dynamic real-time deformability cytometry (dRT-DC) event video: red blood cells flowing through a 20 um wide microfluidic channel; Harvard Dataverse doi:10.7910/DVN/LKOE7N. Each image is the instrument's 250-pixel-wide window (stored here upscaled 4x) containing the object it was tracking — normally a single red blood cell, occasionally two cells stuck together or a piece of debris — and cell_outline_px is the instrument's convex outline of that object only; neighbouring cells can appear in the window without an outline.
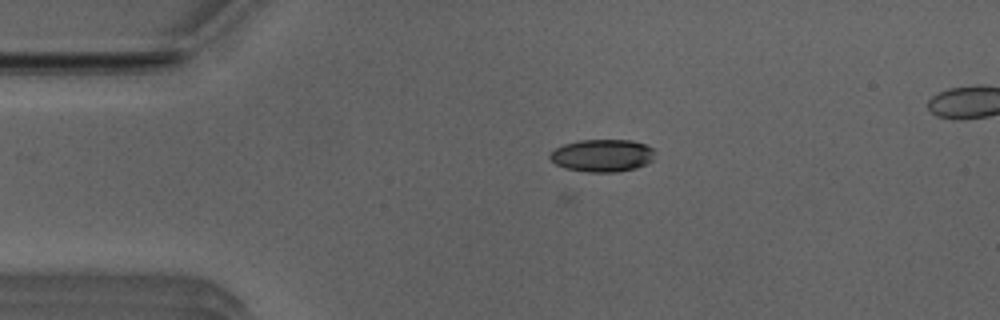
{"species": "Egyptian fruit bat (a non-hibernating species)", "species_latin": "Rousettus aegyptiacus", "temperature_condition": "room temperature", "stored_images_in_passage": 42, "camera_frame_rate_fps": 3000, "um_per_image_px": 0.085, "animal": {"sex": "male"}, "frame": {"image": 1, "passage_image": 2, "time_ms": 0.333, "image_size_px": [1000, 320], "cell_outline_px": [[656, 152], [652, 160], [636, 168], [616, 172], [588, 172], [564, 168], [556, 164], [548, 156], [556, 148], [564, 144], [580, 140], [632, 140], [644, 144], [652, 148]], "centroid_in_image_um": [51.2, 13.22], "position_along_channel_um": 33.8, "area_um2": 19.83}}
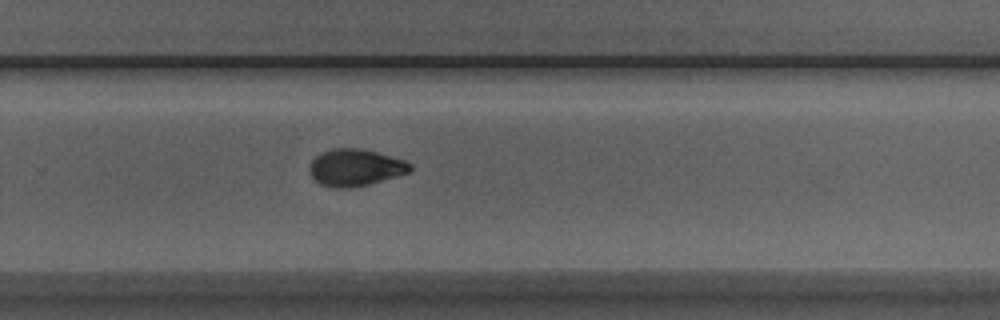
{"frame": {"image": 2, "passage_image": 25, "time_ms": 8.0, "image_size_px": [1000, 320], "cell_outline_px": [[412, 168], [408, 172], [396, 176], [368, 184], [348, 188], [332, 188], [320, 184], [312, 176], [308, 168], [312, 160], [320, 152], [332, 148], [360, 148], [376, 152], [404, 160], [412, 164]], "centroid_in_image_um": [30.16, 14.23], "position_along_channel_um": 299.6, "area_um2": 21.56}}
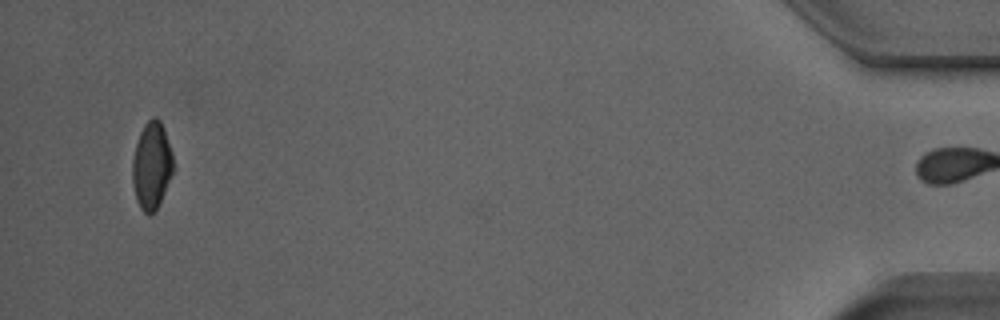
{"frame": {"image": 3, "passage_image": 41, "time_ms": 13.333, "image_size_px": [1000, 320], "cell_outline_px": [[172, 172], [160, 204], [148, 216], [140, 208], [136, 200], [132, 180], [132, 160], [136, 144], [140, 132], [144, 124], [152, 116], [156, 116], [160, 120], [164, 128], [172, 152]], "centroid_in_image_um": [12.87, 14.06], "position_along_channel_um": 422.3, "area_um2": 20.69}, "authors_computed_cell_mechanics": {"area_um2": 21.4438, "velocity_mm_per_s": 3.961, "shape_relaxation_time_tau1_ms": 3.5742, "shape_relaxation_time_tau2_ms": 4.2458, "deformation_change_tau1": 0.1499, "deformation_change_tau2": 0.0705}}